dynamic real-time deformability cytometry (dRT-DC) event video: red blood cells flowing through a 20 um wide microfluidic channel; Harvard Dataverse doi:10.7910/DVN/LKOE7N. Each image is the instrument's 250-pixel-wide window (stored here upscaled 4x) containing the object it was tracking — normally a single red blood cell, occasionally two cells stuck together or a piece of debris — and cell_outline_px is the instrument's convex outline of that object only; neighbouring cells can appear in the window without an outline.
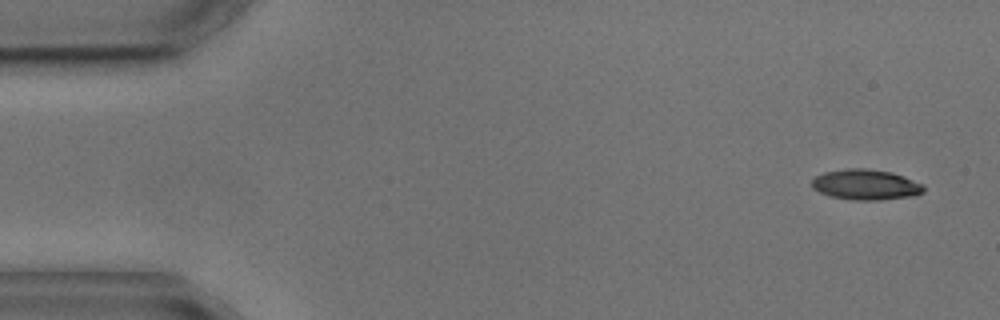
{"species": "common noctule bat (a hibernating species)", "species_latin": "Nyctalus noctula", "temperature_condition": "cold", "stored_images_in_passage": 5, "camera_frame_rate_fps": 3000, "um_per_image_px": 0.085, "animal": {"sex": "male", "body_mass_g": 17.9, "forearm_length_mm": 54.2}, "frame": {"image": 1, "passage_image": 1, "time_ms": 0.0, "image_size_px": [1000, 320], "cell_outline_px": [[924, 192], [916, 196], [880, 200], [852, 200], [832, 196], [820, 192], [812, 188], [812, 180], [816, 176], [824, 172], [848, 168], [864, 168], [892, 172], [904, 176], [924, 184]], "centroid_in_image_um": [73.63, 15.7], "position_along_channel_um": 11.4, "area_um2": 20.0}}
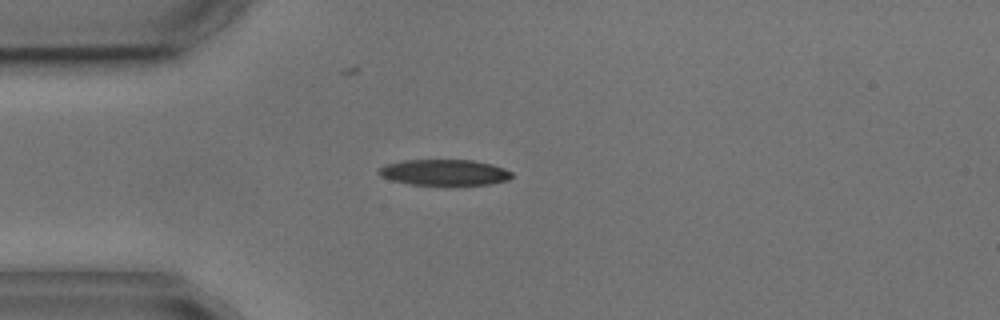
{"frame": {"image": 2, "passage_image": 4, "time_ms": 3.667, "image_size_px": [1000, 320], "cell_outline_px": [[512, 176], [508, 180], [488, 184], [408, 184], [392, 180], [380, 176], [376, 172], [384, 164], [404, 160], [472, 160], [492, 164], [504, 168], [512, 172]], "centroid_in_image_um": [37.74, 14.64], "position_along_channel_um": 47.3, "area_um2": 19.94}}